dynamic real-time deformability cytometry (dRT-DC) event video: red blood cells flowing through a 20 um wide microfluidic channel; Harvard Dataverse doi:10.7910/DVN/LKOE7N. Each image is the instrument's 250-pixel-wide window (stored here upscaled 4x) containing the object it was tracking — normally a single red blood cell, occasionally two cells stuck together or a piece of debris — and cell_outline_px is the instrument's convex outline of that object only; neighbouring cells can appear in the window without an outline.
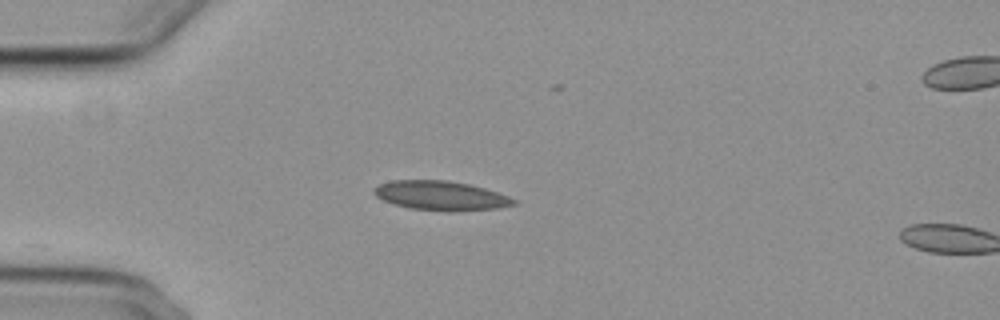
{"species": "common noctule bat (a hibernating species)", "species_latin": "Nyctalus noctula", "temperature_condition": "cold", "stored_images_in_passage": 3, "camera_frame_rate_fps": 3000, "um_per_image_px": 0.085, "animal": {"sex": "female", "body_mass_g": 29.2, "forearm_length_mm": 56.3}, "frame": {"image": 1, "passage_image": 1, "time_ms": 0.0, "image_size_px": [1000, 320], "cell_outline_px": [[516, 204], [496, 208], [460, 212], [448, 212], [408, 208], [384, 200], [376, 196], [372, 192], [372, 188], [380, 184], [392, 180], [444, 180], [468, 184], [484, 188], [508, 196], [516, 200]], "centroid_in_image_um": [37.45, 16.64], "position_along_channel_um": 47.5, "area_um2": 23.93}}